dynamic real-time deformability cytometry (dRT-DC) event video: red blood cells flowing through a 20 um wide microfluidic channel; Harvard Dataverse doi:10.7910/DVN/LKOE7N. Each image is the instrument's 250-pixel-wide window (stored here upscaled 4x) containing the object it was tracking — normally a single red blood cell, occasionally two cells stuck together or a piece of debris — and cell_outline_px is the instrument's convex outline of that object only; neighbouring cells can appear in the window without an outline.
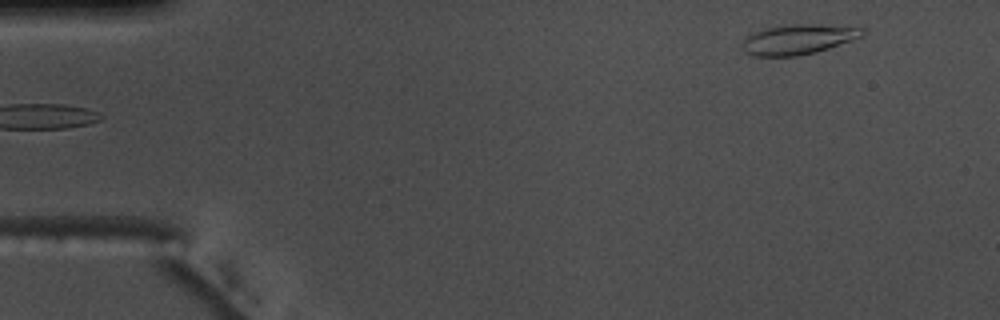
{"species": "common noctule bat (a hibernating species)", "species_latin": "Nyctalus noctula", "temperature_condition": "warm", "stored_images_in_passage": 12, "camera_frame_rate_fps": 3000, "um_per_image_px": 0.085, "animal": {"sex": "male", "body_mass_g": 17.5, "forearm_length_mm": 52.3}, "frame": {"image": 1, "passage_image": 1, "time_ms": 0.0, "image_size_px": [1000, 320], "cell_outline_px": [[864, 32], [860, 36], [852, 40], [816, 52], [796, 56], [752, 56], [744, 52], [740, 48], [740, 44], [748, 36], [764, 28], [788, 24], [820, 24], [864, 28]], "centroid_in_image_um": [67.79, 3.35], "position_along_channel_um": 17.2, "area_um2": 20.98}}